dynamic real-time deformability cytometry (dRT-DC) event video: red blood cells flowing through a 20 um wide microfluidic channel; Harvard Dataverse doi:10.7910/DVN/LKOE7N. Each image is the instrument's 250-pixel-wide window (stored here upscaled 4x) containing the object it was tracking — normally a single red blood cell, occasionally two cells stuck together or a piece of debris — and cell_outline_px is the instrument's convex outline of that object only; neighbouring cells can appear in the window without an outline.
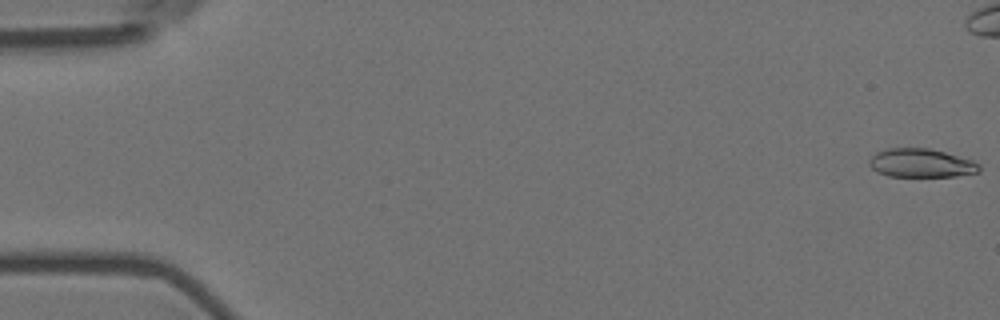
{"species": "Egyptian fruit bat (a non-hibernating species)", "species_latin": "Rousettus aegyptiacus", "temperature_condition": "room temperature", "stored_images_in_passage": 58, "camera_frame_rate_fps": 3000, "um_per_image_px": 0.085, "animal": {"sex": "female"}, "frame": {"image": 1, "passage_image": 1, "time_ms": 0.0, "image_size_px": [1000, 320], "cell_outline_px": [[980, 172], [956, 176], [888, 176], [872, 168], [868, 164], [868, 160], [876, 152], [884, 148], [928, 148], [944, 152], [972, 160], [980, 164]], "centroid_in_image_um": [78.29, 13.85], "position_along_channel_um": 6.7, "area_um2": 18.32}}
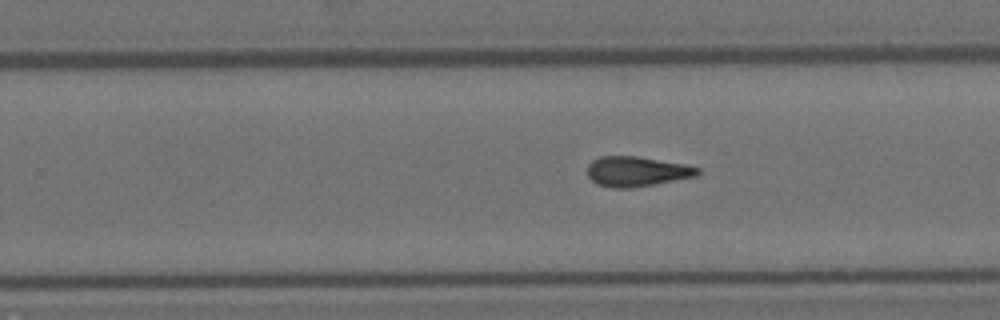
{"frame": {"image": 2, "passage_image": 36, "time_ms": 11.667, "image_size_px": [1000, 320], "cell_outline_px": [[700, 172], [696, 176], [632, 188], [612, 188], [596, 184], [588, 176], [588, 164], [592, 160], [600, 156], [636, 156], [684, 164], [700, 168]], "centroid_in_image_um": [54.09, 14.57], "position_along_channel_um": 275.7, "area_um2": 19.19}}
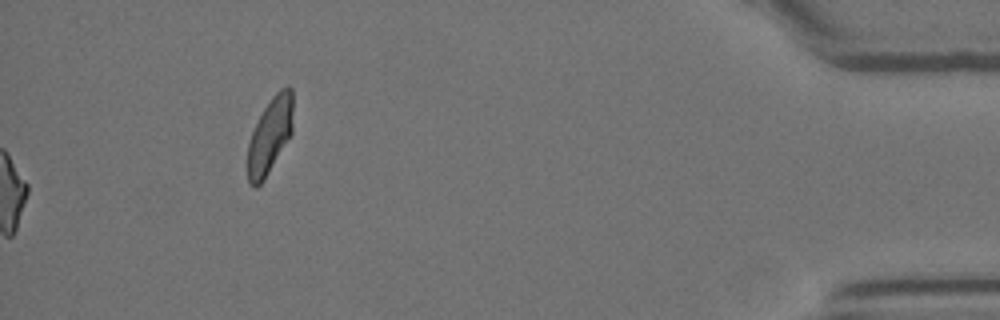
{"frame": {"image": 3, "passage_image": 58, "time_ms": 19.0, "image_size_px": [1000, 320], "cell_outline_px": [[292, 132], [264, 180], [256, 188], [248, 184], [248, 144], [252, 132], [264, 108], [272, 96], [284, 84], [288, 84], [292, 88]], "centroid_in_image_um": [22.95, 11.49], "position_along_channel_um": 412.3, "area_um2": 19.94}, "authors_computed_cell_mechanics": {"area_um2": 18.9006, "velocity_mm_per_s": 3.6043, "shape_relaxation_time_tau1_ms": 10.1043, "shape_relaxation_time_tau2_ms": 4.7236, "deformation_change_tau1": 0.2397, "deformation_change_tau2": 0.1282}}